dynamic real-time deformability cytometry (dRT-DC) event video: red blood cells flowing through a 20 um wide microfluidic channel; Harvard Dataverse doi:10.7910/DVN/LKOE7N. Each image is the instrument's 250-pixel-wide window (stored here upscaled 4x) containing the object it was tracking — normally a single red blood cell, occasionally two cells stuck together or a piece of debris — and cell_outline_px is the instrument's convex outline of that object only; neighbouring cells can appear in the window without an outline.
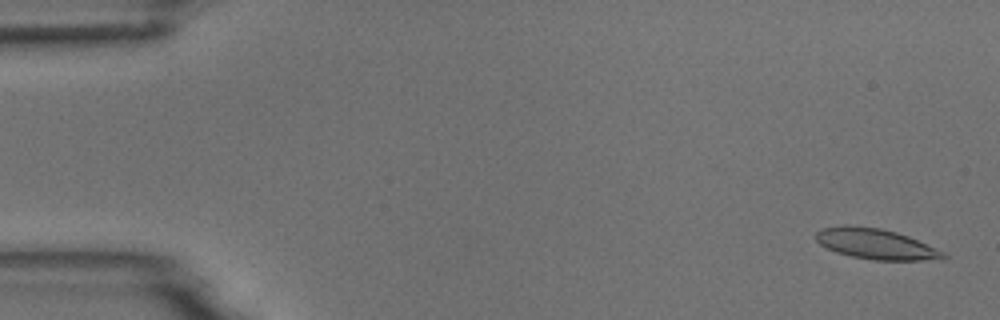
{"species": "common noctule bat (a hibernating species)", "species_latin": "Nyctalus noctula", "temperature_condition": "room temperature", "stored_images_in_passage": 12, "camera_frame_rate_fps": 3000, "um_per_image_px": 0.085, "animal": {"sex": "male", "body_mass_g": 18.8}, "frame": {"image": 1, "passage_image": 2, "time_ms": 0.333, "image_size_px": [1000, 320], "cell_outline_px": [[948, 256], [944, 260], [872, 260], [852, 256], [836, 252], [820, 244], [816, 240], [816, 232], [824, 228], [844, 224], [848, 224], [880, 228], [896, 232], [908, 236], [944, 252]], "centroid_in_image_um": [74.45, 20.73], "position_along_channel_um": 10.5, "area_um2": 22.66}}